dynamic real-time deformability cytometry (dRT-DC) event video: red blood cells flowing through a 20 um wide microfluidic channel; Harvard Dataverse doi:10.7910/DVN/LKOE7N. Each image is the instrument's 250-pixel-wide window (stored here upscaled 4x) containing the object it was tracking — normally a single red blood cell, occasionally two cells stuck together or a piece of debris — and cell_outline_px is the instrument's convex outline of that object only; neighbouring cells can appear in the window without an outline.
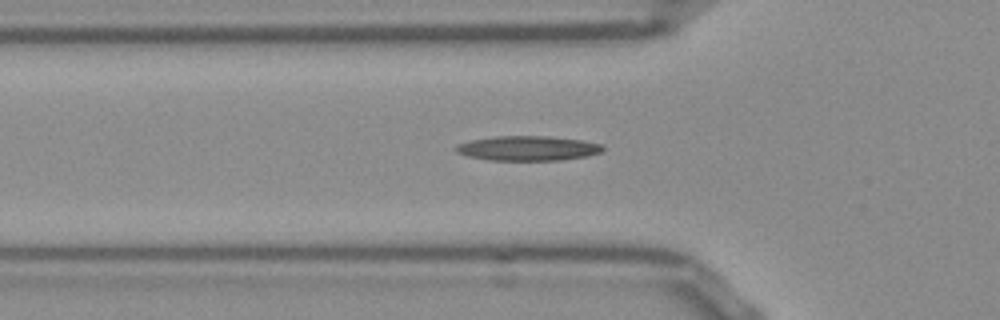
{"species": "Egyptian fruit bat (a non-hibernating species)", "species_latin": "Rousettus aegyptiacus", "temperature_condition": "room temperature", "stored_images_in_passage": 37, "camera_frame_rate_fps": 3000, "um_per_image_px": 0.085, "frame": {"image": 1, "passage_image": 7, "time_ms": 2.0, "image_size_px": [1000, 320], "cell_outline_px": [[604, 148], [600, 152], [588, 156], [560, 160], [488, 160], [468, 156], [456, 152], [456, 144], [472, 140], [496, 136], [548, 136], [580, 140], [604, 144]], "centroid_in_image_um": [44.88, 12.6], "position_along_channel_um": 80.9, "area_um2": 21.1}}
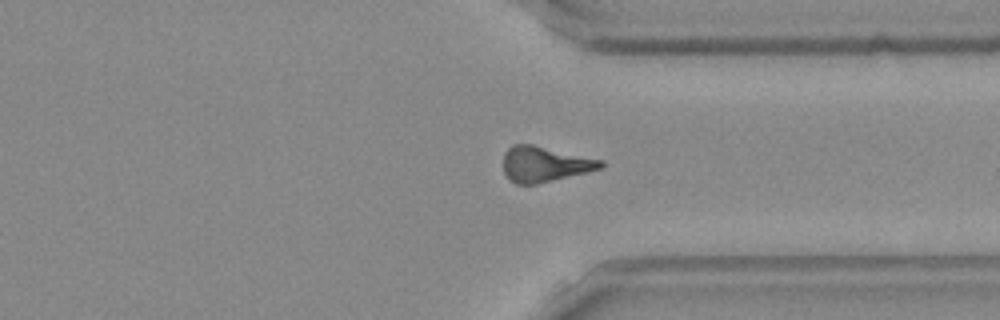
{"frame": {"image": 2, "passage_image": 29, "time_ms": 9.333, "image_size_px": [1000, 320], "cell_outline_px": [[604, 168], [536, 184], [516, 184], [508, 180], [504, 172], [504, 152], [512, 144], [532, 144], [604, 160]], "centroid_in_image_um": [46.3, 13.95], "position_along_channel_um": 365.1, "area_um2": 20.23}}
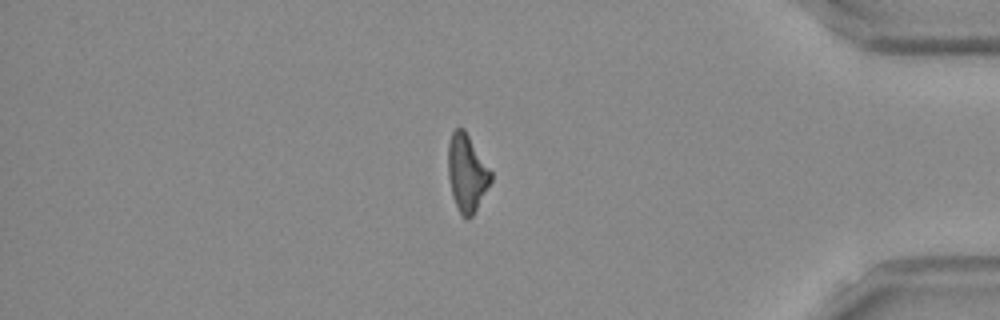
{"frame": {"image": 3, "passage_image": 34, "time_ms": 11.0, "image_size_px": [1000, 320], "cell_outline_px": [[492, 180], [472, 216], [468, 220], [464, 220], [456, 208], [452, 196], [448, 176], [448, 144], [452, 132], [456, 128], [464, 128], [492, 172]], "centroid_in_image_um": [39.67, 14.73], "position_along_channel_um": 395.5, "area_um2": 19.36}}